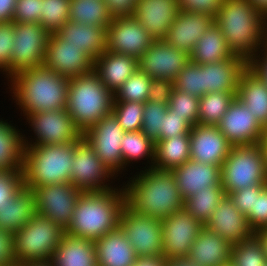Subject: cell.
I'll use <instances>...</instances> for the list:
<instances>
[{
  "mask_svg": "<svg viewBox=\"0 0 267 266\" xmlns=\"http://www.w3.org/2000/svg\"><path fill=\"white\" fill-rule=\"evenodd\" d=\"M248 65L265 80L267 85V41Z\"/></svg>",
  "mask_w": 267,
  "mask_h": 266,
  "instance_id": "680465c9",
  "label": "cell"
},
{
  "mask_svg": "<svg viewBox=\"0 0 267 266\" xmlns=\"http://www.w3.org/2000/svg\"><path fill=\"white\" fill-rule=\"evenodd\" d=\"M189 62L190 55L168 45L164 40H154L138 59V66L151 79L174 81Z\"/></svg>",
  "mask_w": 267,
  "mask_h": 266,
  "instance_id": "e0dca14e",
  "label": "cell"
},
{
  "mask_svg": "<svg viewBox=\"0 0 267 266\" xmlns=\"http://www.w3.org/2000/svg\"><path fill=\"white\" fill-rule=\"evenodd\" d=\"M260 144L263 148L264 158H265V169L267 171V126H264L263 128Z\"/></svg>",
  "mask_w": 267,
  "mask_h": 266,
  "instance_id": "be15d7a7",
  "label": "cell"
},
{
  "mask_svg": "<svg viewBox=\"0 0 267 266\" xmlns=\"http://www.w3.org/2000/svg\"><path fill=\"white\" fill-rule=\"evenodd\" d=\"M5 83L23 120L31 113L66 108L69 78L44 65L16 73Z\"/></svg>",
  "mask_w": 267,
  "mask_h": 266,
  "instance_id": "7a4b0ae2",
  "label": "cell"
},
{
  "mask_svg": "<svg viewBox=\"0 0 267 266\" xmlns=\"http://www.w3.org/2000/svg\"><path fill=\"white\" fill-rule=\"evenodd\" d=\"M121 152L124 172H128L127 169H130L131 166L134 167L133 165L135 163L137 165L141 160L147 161L146 163L143 162L144 165L146 164L145 167L141 168L143 170L154 166L155 142L142 131L124 132L121 140Z\"/></svg>",
  "mask_w": 267,
  "mask_h": 266,
  "instance_id": "d590c367",
  "label": "cell"
},
{
  "mask_svg": "<svg viewBox=\"0 0 267 266\" xmlns=\"http://www.w3.org/2000/svg\"><path fill=\"white\" fill-rule=\"evenodd\" d=\"M11 122L0 118V170L22 169L24 131Z\"/></svg>",
  "mask_w": 267,
  "mask_h": 266,
  "instance_id": "836d02e7",
  "label": "cell"
},
{
  "mask_svg": "<svg viewBox=\"0 0 267 266\" xmlns=\"http://www.w3.org/2000/svg\"><path fill=\"white\" fill-rule=\"evenodd\" d=\"M154 39L133 15L115 16L107 27V51L139 59Z\"/></svg>",
  "mask_w": 267,
  "mask_h": 266,
  "instance_id": "2e32d148",
  "label": "cell"
},
{
  "mask_svg": "<svg viewBox=\"0 0 267 266\" xmlns=\"http://www.w3.org/2000/svg\"><path fill=\"white\" fill-rule=\"evenodd\" d=\"M16 266H54L50 261L28 262Z\"/></svg>",
  "mask_w": 267,
  "mask_h": 266,
  "instance_id": "003e7915",
  "label": "cell"
},
{
  "mask_svg": "<svg viewBox=\"0 0 267 266\" xmlns=\"http://www.w3.org/2000/svg\"><path fill=\"white\" fill-rule=\"evenodd\" d=\"M267 257L260 238L254 233L251 237L232 245L231 266H266Z\"/></svg>",
  "mask_w": 267,
  "mask_h": 266,
  "instance_id": "ab89813d",
  "label": "cell"
},
{
  "mask_svg": "<svg viewBox=\"0 0 267 266\" xmlns=\"http://www.w3.org/2000/svg\"><path fill=\"white\" fill-rule=\"evenodd\" d=\"M234 55L219 27L213 22L203 36L196 42L190 55V61L195 64L218 63Z\"/></svg>",
  "mask_w": 267,
  "mask_h": 266,
  "instance_id": "e575fe53",
  "label": "cell"
},
{
  "mask_svg": "<svg viewBox=\"0 0 267 266\" xmlns=\"http://www.w3.org/2000/svg\"><path fill=\"white\" fill-rule=\"evenodd\" d=\"M232 245L220 235L203 228L187 256L199 266H227Z\"/></svg>",
  "mask_w": 267,
  "mask_h": 266,
  "instance_id": "4316f807",
  "label": "cell"
},
{
  "mask_svg": "<svg viewBox=\"0 0 267 266\" xmlns=\"http://www.w3.org/2000/svg\"><path fill=\"white\" fill-rule=\"evenodd\" d=\"M15 38L14 21L0 22V72L10 79L11 51Z\"/></svg>",
  "mask_w": 267,
  "mask_h": 266,
  "instance_id": "7dc6e473",
  "label": "cell"
},
{
  "mask_svg": "<svg viewBox=\"0 0 267 266\" xmlns=\"http://www.w3.org/2000/svg\"><path fill=\"white\" fill-rule=\"evenodd\" d=\"M70 16V0H42L39 23L51 33H56L67 23Z\"/></svg>",
  "mask_w": 267,
  "mask_h": 266,
  "instance_id": "b9f144b4",
  "label": "cell"
},
{
  "mask_svg": "<svg viewBox=\"0 0 267 266\" xmlns=\"http://www.w3.org/2000/svg\"><path fill=\"white\" fill-rule=\"evenodd\" d=\"M137 170L122 183L126 206L132 212L163 219L183 209L184 199L172 171Z\"/></svg>",
  "mask_w": 267,
  "mask_h": 266,
  "instance_id": "6da1fadb",
  "label": "cell"
},
{
  "mask_svg": "<svg viewBox=\"0 0 267 266\" xmlns=\"http://www.w3.org/2000/svg\"><path fill=\"white\" fill-rule=\"evenodd\" d=\"M204 227L220 235L231 245L240 243L255 233L250 228L247 216L238 210L228 195L221 199Z\"/></svg>",
  "mask_w": 267,
  "mask_h": 266,
  "instance_id": "44dd1931",
  "label": "cell"
},
{
  "mask_svg": "<svg viewBox=\"0 0 267 266\" xmlns=\"http://www.w3.org/2000/svg\"><path fill=\"white\" fill-rule=\"evenodd\" d=\"M14 32L10 78L23 70L43 65L50 37L40 23L14 22Z\"/></svg>",
  "mask_w": 267,
  "mask_h": 266,
  "instance_id": "8fae6325",
  "label": "cell"
},
{
  "mask_svg": "<svg viewBox=\"0 0 267 266\" xmlns=\"http://www.w3.org/2000/svg\"><path fill=\"white\" fill-rule=\"evenodd\" d=\"M166 266H199L188 257L166 259Z\"/></svg>",
  "mask_w": 267,
  "mask_h": 266,
  "instance_id": "6125c7cd",
  "label": "cell"
},
{
  "mask_svg": "<svg viewBox=\"0 0 267 266\" xmlns=\"http://www.w3.org/2000/svg\"><path fill=\"white\" fill-rule=\"evenodd\" d=\"M113 20L105 0H70L69 21L98 27H108Z\"/></svg>",
  "mask_w": 267,
  "mask_h": 266,
  "instance_id": "8d00e7d4",
  "label": "cell"
},
{
  "mask_svg": "<svg viewBox=\"0 0 267 266\" xmlns=\"http://www.w3.org/2000/svg\"><path fill=\"white\" fill-rule=\"evenodd\" d=\"M24 119L34 135L23 134L24 145L66 144L83 137L66 108L31 113Z\"/></svg>",
  "mask_w": 267,
  "mask_h": 266,
  "instance_id": "30bf717a",
  "label": "cell"
},
{
  "mask_svg": "<svg viewBox=\"0 0 267 266\" xmlns=\"http://www.w3.org/2000/svg\"><path fill=\"white\" fill-rule=\"evenodd\" d=\"M50 262L54 266H97L94 241L65 233Z\"/></svg>",
  "mask_w": 267,
  "mask_h": 266,
  "instance_id": "4dcf8cb0",
  "label": "cell"
},
{
  "mask_svg": "<svg viewBox=\"0 0 267 266\" xmlns=\"http://www.w3.org/2000/svg\"><path fill=\"white\" fill-rule=\"evenodd\" d=\"M42 14V0H17L13 18L19 23H39Z\"/></svg>",
  "mask_w": 267,
  "mask_h": 266,
  "instance_id": "f907efd6",
  "label": "cell"
},
{
  "mask_svg": "<svg viewBox=\"0 0 267 266\" xmlns=\"http://www.w3.org/2000/svg\"><path fill=\"white\" fill-rule=\"evenodd\" d=\"M174 89L201 98L204 95L203 64L189 62L173 81Z\"/></svg>",
  "mask_w": 267,
  "mask_h": 266,
  "instance_id": "ee69618b",
  "label": "cell"
},
{
  "mask_svg": "<svg viewBox=\"0 0 267 266\" xmlns=\"http://www.w3.org/2000/svg\"><path fill=\"white\" fill-rule=\"evenodd\" d=\"M64 234L61 226L36 214L13 234L16 265L50 261Z\"/></svg>",
  "mask_w": 267,
  "mask_h": 266,
  "instance_id": "52a82bcc",
  "label": "cell"
},
{
  "mask_svg": "<svg viewBox=\"0 0 267 266\" xmlns=\"http://www.w3.org/2000/svg\"><path fill=\"white\" fill-rule=\"evenodd\" d=\"M173 90V81L152 79L148 100L158 103H169Z\"/></svg>",
  "mask_w": 267,
  "mask_h": 266,
  "instance_id": "11a10c76",
  "label": "cell"
},
{
  "mask_svg": "<svg viewBox=\"0 0 267 266\" xmlns=\"http://www.w3.org/2000/svg\"><path fill=\"white\" fill-rule=\"evenodd\" d=\"M217 127L232 146L260 143L264 128L237 97L230 103Z\"/></svg>",
  "mask_w": 267,
  "mask_h": 266,
  "instance_id": "d6986e66",
  "label": "cell"
},
{
  "mask_svg": "<svg viewBox=\"0 0 267 266\" xmlns=\"http://www.w3.org/2000/svg\"><path fill=\"white\" fill-rule=\"evenodd\" d=\"M214 22L232 54L247 63L267 41V18L249 0H224Z\"/></svg>",
  "mask_w": 267,
  "mask_h": 266,
  "instance_id": "3957f363",
  "label": "cell"
},
{
  "mask_svg": "<svg viewBox=\"0 0 267 266\" xmlns=\"http://www.w3.org/2000/svg\"><path fill=\"white\" fill-rule=\"evenodd\" d=\"M162 255L166 259L187 257L204 225L184 208L161 219Z\"/></svg>",
  "mask_w": 267,
  "mask_h": 266,
  "instance_id": "9a60e30c",
  "label": "cell"
},
{
  "mask_svg": "<svg viewBox=\"0 0 267 266\" xmlns=\"http://www.w3.org/2000/svg\"><path fill=\"white\" fill-rule=\"evenodd\" d=\"M190 160V133L155 142L153 168L172 171Z\"/></svg>",
  "mask_w": 267,
  "mask_h": 266,
  "instance_id": "d6a6232c",
  "label": "cell"
},
{
  "mask_svg": "<svg viewBox=\"0 0 267 266\" xmlns=\"http://www.w3.org/2000/svg\"><path fill=\"white\" fill-rule=\"evenodd\" d=\"M214 17L205 13L179 11L164 41L191 55L196 42L213 24Z\"/></svg>",
  "mask_w": 267,
  "mask_h": 266,
  "instance_id": "603a6c76",
  "label": "cell"
},
{
  "mask_svg": "<svg viewBox=\"0 0 267 266\" xmlns=\"http://www.w3.org/2000/svg\"><path fill=\"white\" fill-rule=\"evenodd\" d=\"M248 63L239 56L218 63L203 64L204 95L211 92H237L241 73Z\"/></svg>",
  "mask_w": 267,
  "mask_h": 266,
  "instance_id": "484cf974",
  "label": "cell"
},
{
  "mask_svg": "<svg viewBox=\"0 0 267 266\" xmlns=\"http://www.w3.org/2000/svg\"><path fill=\"white\" fill-rule=\"evenodd\" d=\"M199 99L194 95L174 89L168 106L174 111V114L184 117L193 127L198 124Z\"/></svg>",
  "mask_w": 267,
  "mask_h": 266,
  "instance_id": "bcb514c9",
  "label": "cell"
},
{
  "mask_svg": "<svg viewBox=\"0 0 267 266\" xmlns=\"http://www.w3.org/2000/svg\"><path fill=\"white\" fill-rule=\"evenodd\" d=\"M36 214L34 192L32 189L23 187L18 194L0 208V229L14 234Z\"/></svg>",
  "mask_w": 267,
  "mask_h": 266,
  "instance_id": "1f68e13d",
  "label": "cell"
},
{
  "mask_svg": "<svg viewBox=\"0 0 267 266\" xmlns=\"http://www.w3.org/2000/svg\"><path fill=\"white\" fill-rule=\"evenodd\" d=\"M192 126L185 120L174 114V111L168 106L166 114L163 116L160 139L172 138L177 135L190 133Z\"/></svg>",
  "mask_w": 267,
  "mask_h": 266,
  "instance_id": "816d5d0a",
  "label": "cell"
},
{
  "mask_svg": "<svg viewBox=\"0 0 267 266\" xmlns=\"http://www.w3.org/2000/svg\"><path fill=\"white\" fill-rule=\"evenodd\" d=\"M168 109V103H158L147 100L144 103L143 124L141 131L154 142L160 140L163 116Z\"/></svg>",
  "mask_w": 267,
  "mask_h": 266,
  "instance_id": "f6af8a7d",
  "label": "cell"
},
{
  "mask_svg": "<svg viewBox=\"0 0 267 266\" xmlns=\"http://www.w3.org/2000/svg\"><path fill=\"white\" fill-rule=\"evenodd\" d=\"M237 92H211L199 99L198 124L216 125L228 111Z\"/></svg>",
  "mask_w": 267,
  "mask_h": 266,
  "instance_id": "f35d334b",
  "label": "cell"
},
{
  "mask_svg": "<svg viewBox=\"0 0 267 266\" xmlns=\"http://www.w3.org/2000/svg\"><path fill=\"white\" fill-rule=\"evenodd\" d=\"M132 266H166V258L163 255L137 257Z\"/></svg>",
  "mask_w": 267,
  "mask_h": 266,
  "instance_id": "94428289",
  "label": "cell"
},
{
  "mask_svg": "<svg viewBox=\"0 0 267 266\" xmlns=\"http://www.w3.org/2000/svg\"><path fill=\"white\" fill-rule=\"evenodd\" d=\"M138 68L135 57L107 50L94 60L93 66L102 83L113 94Z\"/></svg>",
  "mask_w": 267,
  "mask_h": 266,
  "instance_id": "d4e9b609",
  "label": "cell"
},
{
  "mask_svg": "<svg viewBox=\"0 0 267 266\" xmlns=\"http://www.w3.org/2000/svg\"><path fill=\"white\" fill-rule=\"evenodd\" d=\"M119 226L133 246L137 257L162 255L161 219L136 214L125 206L121 212Z\"/></svg>",
  "mask_w": 267,
  "mask_h": 266,
  "instance_id": "4fadbf2b",
  "label": "cell"
},
{
  "mask_svg": "<svg viewBox=\"0 0 267 266\" xmlns=\"http://www.w3.org/2000/svg\"><path fill=\"white\" fill-rule=\"evenodd\" d=\"M179 11L177 0H138L133 16L154 40H164Z\"/></svg>",
  "mask_w": 267,
  "mask_h": 266,
  "instance_id": "7402d4cb",
  "label": "cell"
},
{
  "mask_svg": "<svg viewBox=\"0 0 267 266\" xmlns=\"http://www.w3.org/2000/svg\"><path fill=\"white\" fill-rule=\"evenodd\" d=\"M56 34L85 51L93 60L107 49V27L79 24L67 21Z\"/></svg>",
  "mask_w": 267,
  "mask_h": 266,
  "instance_id": "f1b7e54d",
  "label": "cell"
},
{
  "mask_svg": "<svg viewBox=\"0 0 267 266\" xmlns=\"http://www.w3.org/2000/svg\"><path fill=\"white\" fill-rule=\"evenodd\" d=\"M144 103L113 101L112 114L125 132L141 131Z\"/></svg>",
  "mask_w": 267,
  "mask_h": 266,
  "instance_id": "7bdbcfd3",
  "label": "cell"
},
{
  "mask_svg": "<svg viewBox=\"0 0 267 266\" xmlns=\"http://www.w3.org/2000/svg\"><path fill=\"white\" fill-rule=\"evenodd\" d=\"M118 186L109 191L82 193L65 233L96 241L117 229L126 206L123 186Z\"/></svg>",
  "mask_w": 267,
  "mask_h": 266,
  "instance_id": "277c9868",
  "label": "cell"
},
{
  "mask_svg": "<svg viewBox=\"0 0 267 266\" xmlns=\"http://www.w3.org/2000/svg\"><path fill=\"white\" fill-rule=\"evenodd\" d=\"M36 198L37 215L68 228L77 200L83 193L71 183H57L32 188Z\"/></svg>",
  "mask_w": 267,
  "mask_h": 266,
  "instance_id": "7c38bea8",
  "label": "cell"
},
{
  "mask_svg": "<svg viewBox=\"0 0 267 266\" xmlns=\"http://www.w3.org/2000/svg\"><path fill=\"white\" fill-rule=\"evenodd\" d=\"M115 179L120 181L86 139L82 137L76 141L69 183L83 193L102 192L116 188Z\"/></svg>",
  "mask_w": 267,
  "mask_h": 266,
  "instance_id": "9c48e42d",
  "label": "cell"
},
{
  "mask_svg": "<svg viewBox=\"0 0 267 266\" xmlns=\"http://www.w3.org/2000/svg\"><path fill=\"white\" fill-rule=\"evenodd\" d=\"M17 0H0V22L12 21Z\"/></svg>",
  "mask_w": 267,
  "mask_h": 266,
  "instance_id": "91938a15",
  "label": "cell"
},
{
  "mask_svg": "<svg viewBox=\"0 0 267 266\" xmlns=\"http://www.w3.org/2000/svg\"><path fill=\"white\" fill-rule=\"evenodd\" d=\"M224 0H177L179 10L198 12L215 17Z\"/></svg>",
  "mask_w": 267,
  "mask_h": 266,
  "instance_id": "f5cc1de1",
  "label": "cell"
},
{
  "mask_svg": "<svg viewBox=\"0 0 267 266\" xmlns=\"http://www.w3.org/2000/svg\"><path fill=\"white\" fill-rule=\"evenodd\" d=\"M138 0H105L110 13L115 16L133 15Z\"/></svg>",
  "mask_w": 267,
  "mask_h": 266,
  "instance_id": "6f0895ef",
  "label": "cell"
},
{
  "mask_svg": "<svg viewBox=\"0 0 267 266\" xmlns=\"http://www.w3.org/2000/svg\"><path fill=\"white\" fill-rule=\"evenodd\" d=\"M124 132L118 120L111 113L100 119L83 134V138L93 147L101 161L117 177L121 178L125 176L121 152V140ZM122 174L123 176H121Z\"/></svg>",
  "mask_w": 267,
  "mask_h": 266,
  "instance_id": "5bb4252c",
  "label": "cell"
},
{
  "mask_svg": "<svg viewBox=\"0 0 267 266\" xmlns=\"http://www.w3.org/2000/svg\"><path fill=\"white\" fill-rule=\"evenodd\" d=\"M255 234L260 238L263 250L267 257V228L260 229L259 231L255 232Z\"/></svg>",
  "mask_w": 267,
  "mask_h": 266,
  "instance_id": "03108f58",
  "label": "cell"
},
{
  "mask_svg": "<svg viewBox=\"0 0 267 266\" xmlns=\"http://www.w3.org/2000/svg\"><path fill=\"white\" fill-rule=\"evenodd\" d=\"M267 18V0H249Z\"/></svg>",
  "mask_w": 267,
  "mask_h": 266,
  "instance_id": "e7e4bbea",
  "label": "cell"
},
{
  "mask_svg": "<svg viewBox=\"0 0 267 266\" xmlns=\"http://www.w3.org/2000/svg\"><path fill=\"white\" fill-rule=\"evenodd\" d=\"M113 101L114 94L94 70L69 78L66 110L82 134L111 114Z\"/></svg>",
  "mask_w": 267,
  "mask_h": 266,
  "instance_id": "5b68a950",
  "label": "cell"
},
{
  "mask_svg": "<svg viewBox=\"0 0 267 266\" xmlns=\"http://www.w3.org/2000/svg\"><path fill=\"white\" fill-rule=\"evenodd\" d=\"M227 195L230 197L238 210L245 216H248L251 212V209H254L255 185L233 191Z\"/></svg>",
  "mask_w": 267,
  "mask_h": 266,
  "instance_id": "db71d44e",
  "label": "cell"
},
{
  "mask_svg": "<svg viewBox=\"0 0 267 266\" xmlns=\"http://www.w3.org/2000/svg\"><path fill=\"white\" fill-rule=\"evenodd\" d=\"M24 187L69 183L76 141L54 145H24Z\"/></svg>",
  "mask_w": 267,
  "mask_h": 266,
  "instance_id": "8992f818",
  "label": "cell"
},
{
  "mask_svg": "<svg viewBox=\"0 0 267 266\" xmlns=\"http://www.w3.org/2000/svg\"><path fill=\"white\" fill-rule=\"evenodd\" d=\"M0 266H16L13 233L0 229Z\"/></svg>",
  "mask_w": 267,
  "mask_h": 266,
  "instance_id": "9f6ffc18",
  "label": "cell"
},
{
  "mask_svg": "<svg viewBox=\"0 0 267 266\" xmlns=\"http://www.w3.org/2000/svg\"><path fill=\"white\" fill-rule=\"evenodd\" d=\"M172 173L183 199L203 191L208 186L221 184V166L218 165L204 164L190 159L172 170Z\"/></svg>",
  "mask_w": 267,
  "mask_h": 266,
  "instance_id": "cb8c5ba5",
  "label": "cell"
},
{
  "mask_svg": "<svg viewBox=\"0 0 267 266\" xmlns=\"http://www.w3.org/2000/svg\"><path fill=\"white\" fill-rule=\"evenodd\" d=\"M231 144L216 125L197 124L190 130V159L221 166Z\"/></svg>",
  "mask_w": 267,
  "mask_h": 266,
  "instance_id": "ffe728a7",
  "label": "cell"
},
{
  "mask_svg": "<svg viewBox=\"0 0 267 266\" xmlns=\"http://www.w3.org/2000/svg\"><path fill=\"white\" fill-rule=\"evenodd\" d=\"M247 220L254 232L267 228V185H255L254 209Z\"/></svg>",
  "mask_w": 267,
  "mask_h": 266,
  "instance_id": "681fc988",
  "label": "cell"
},
{
  "mask_svg": "<svg viewBox=\"0 0 267 266\" xmlns=\"http://www.w3.org/2000/svg\"><path fill=\"white\" fill-rule=\"evenodd\" d=\"M224 196L225 191L221 184L208 186L184 199L183 208L205 225Z\"/></svg>",
  "mask_w": 267,
  "mask_h": 266,
  "instance_id": "74e56055",
  "label": "cell"
},
{
  "mask_svg": "<svg viewBox=\"0 0 267 266\" xmlns=\"http://www.w3.org/2000/svg\"><path fill=\"white\" fill-rule=\"evenodd\" d=\"M43 65L61 76L73 78L91 72L94 60L81 48L51 33Z\"/></svg>",
  "mask_w": 267,
  "mask_h": 266,
  "instance_id": "ac0fdd59",
  "label": "cell"
},
{
  "mask_svg": "<svg viewBox=\"0 0 267 266\" xmlns=\"http://www.w3.org/2000/svg\"><path fill=\"white\" fill-rule=\"evenodd\" d=\"M236 97L263 127L267 126V85L249 65L240 75Z\"/></svg>",
  "mask_w": 267,
  "mask_h": 266,
  "instance_id": "f546056e",
  "label": "cell"
},
{
  "mask_svg": "<svg viewBox=\"0 0 267 266\" xmlns=\"http://www.w3.org/2000/svg\"><path fill=\"white\" fill-rule=\"evenodd\" d=\"M24 187L22 169L0 170V208Z\"/></svg>",
  "mask_w": 267,
  "mask_h": 266,
  "instance_id": "c3c4849f",
  "label": "cell"
},
{
  "mask_svg": "<svg viewBox=\"0 0 267 266\" xmlns=\"http://www.w3.org/2000/svg\"><path fill=\"white\" fill-rule=\"evenodd\" d=\"M94 244L97 266H132L137 258L120 226L94 241Z\"/></svg>",
  "mask_w": 267,
  "mask_h": 266,
  "instance_id": "83f0119b",
  "label": "cell"
},
{
  "mask_svg": "<svg viewBox=\"0 0 267 266\" xmlns=\"http://www.w3.org/2000/svg\"><path fill=\"white\" fill-rule=\"evenodd\" d=\"M152 79L139 68L114 93V101L145 103L149 97Z\"/></svg>",
  "mask_w": 267,
  "mask_h": 266,
  "instance_id": "60d3db41",
  "label": "cell"
},
{
  "mask_svg": "<svg viewBox=\"0 0 267 266\" xmlns=\"http://www.w3.org/2000/svg\"><path fill=\"white\" fill-rule=\"evenodd\" d=\"M221 185L225 195L253 185H267L265 158L260 143L231 146L221 165Z\"/></svg>",
  "mask_w": 267,
  "mask_h": 266,
  "instance_id": "ba28073f",
  "label": "cell"
}]
</instances>
